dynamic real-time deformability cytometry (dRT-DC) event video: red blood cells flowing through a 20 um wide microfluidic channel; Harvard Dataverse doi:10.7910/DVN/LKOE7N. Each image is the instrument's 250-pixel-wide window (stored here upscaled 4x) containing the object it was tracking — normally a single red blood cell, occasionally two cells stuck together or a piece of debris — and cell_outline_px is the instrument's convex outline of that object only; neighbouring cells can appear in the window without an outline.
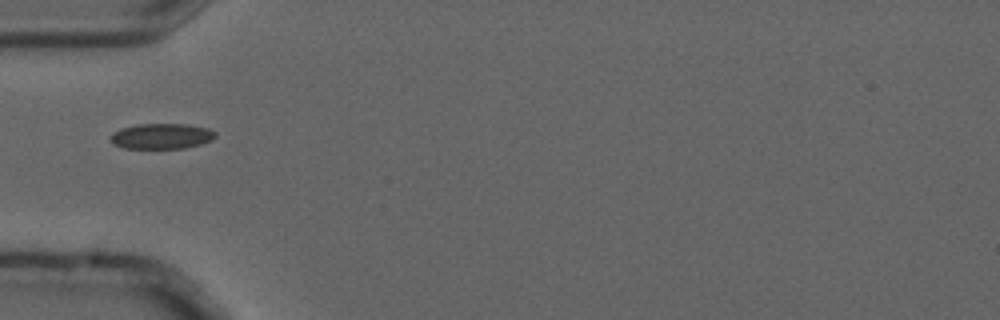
{"species": "common noctule bat (a hibernating species)", "species_latin": "Nyctalus noctula", "temperature_condition": "cold", "stored_images_in_passage": 9, "camera_frame_rate_fps": 3000, "um_per_image_px": 0.085, "animal": {"sex": "male", "forearm_length_mm": 52.5}, "frame": {"image": 1, "passage_image": 1, "time_ms": 0.0, "image_size_px": [1000, 320], "cell_outline_px": [[216, 136], [212, 140], [200, 144], [184, 148], [124, 148], [116, 144], [112, 140], [112, 132], [120, 128], [136, 124], [188, 124], [208, 128], [216, 132]], "centroid_in_image_um": [13.77, 11.56], "position_along_channel_um": 71.2, "area_um2": 15.49}}
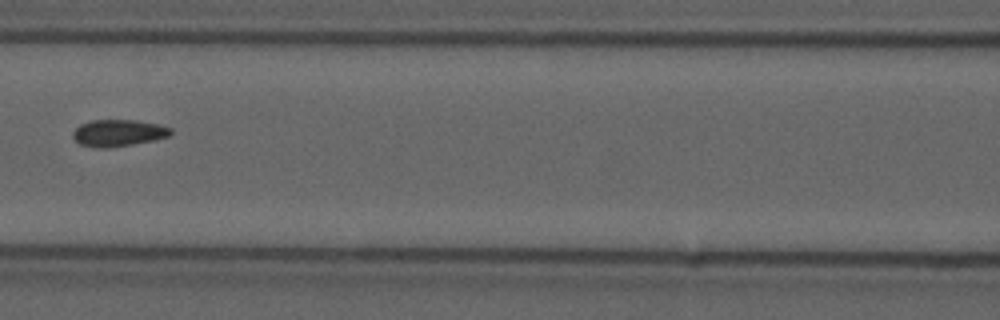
{"frame": {"image": 2, "passage_image": 3, "time_ms": 0.667, "image_size_px": [1000, 320], "cell_outline_px": [[172, 132], [168, 136], [156, 140], [132, 144], [104, 148], [100, 148], [80, 144], [72, 136], [72, 132], [80, 124], [92, 120], [136, 120], [160, 124], [172, 128]], "centroid_in_image_um": [10.08, 11.29], "position_along_channel_um": 156.5, "area_um2": 15.26}}
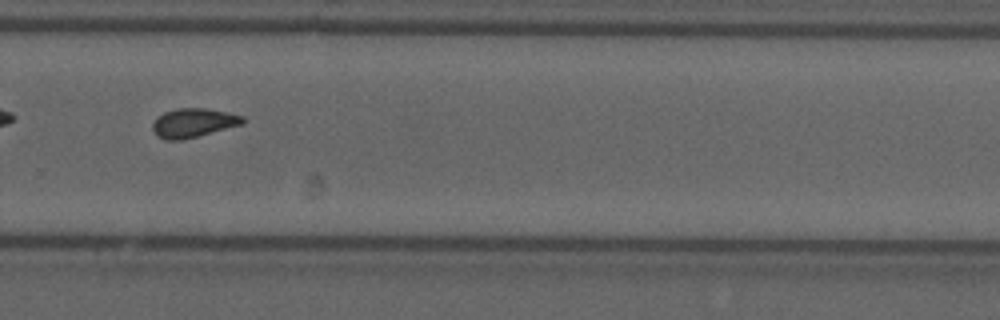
{"frame": {"image": 3, "passage_image": 7, "time_ms": 2.0, "image_size_px": [1000, 320], "cell_outline_px": [[244, 124], [184, 140], [164, 140], [156, 136], [152, 128], [152, 124], [164, 112], [176, 108], [204, 108], [244, 116]], "centroid_in_image_um": [16.43, 10.46], "position_along_channel_um": 313.4, "area_um2": 15.26}}